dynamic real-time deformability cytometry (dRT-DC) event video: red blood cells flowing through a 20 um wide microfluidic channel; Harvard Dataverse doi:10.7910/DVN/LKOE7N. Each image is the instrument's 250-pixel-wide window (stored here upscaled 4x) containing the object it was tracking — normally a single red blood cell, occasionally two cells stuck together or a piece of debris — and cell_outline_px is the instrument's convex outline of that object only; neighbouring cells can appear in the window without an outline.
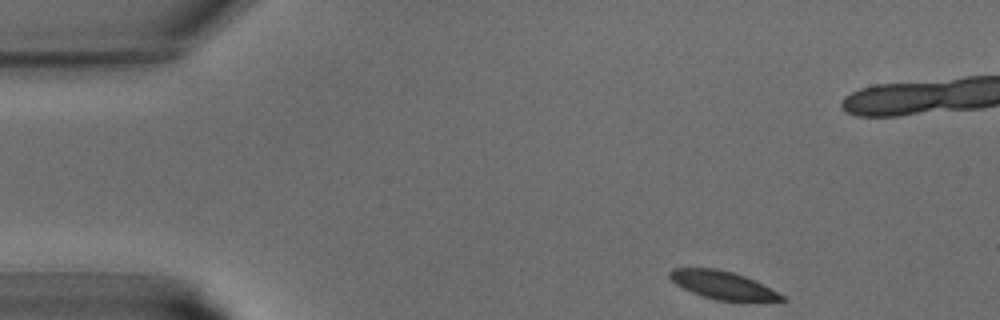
{"species": "common noctule bat (a hibernating species)", "species_latin": "Nyctalus noctula", "temperature_condition": "warm", "stored_images_in_passage": 5, "camera_frame_rate_fps": 3000, "um_per_image_px": 0.085, "animal": {"sex": "male", "body_mass_g": 15.6}, "frame": {"image": 1, "passage_image": 1, "time_ms": 0.0, "image_size_px": [1000, 320], "cell_outline_px": [[788, 300], [716, 300], [692, 292], [676, 284], [668, 276], [668, 272], [672, 268], [716, 268], [732, 272], [744, 276], [784, 296]], "centroid_in_image_um": [61.34, 24.21], "position_along_channel_um": 23.7, "area_um2": 17.63}}